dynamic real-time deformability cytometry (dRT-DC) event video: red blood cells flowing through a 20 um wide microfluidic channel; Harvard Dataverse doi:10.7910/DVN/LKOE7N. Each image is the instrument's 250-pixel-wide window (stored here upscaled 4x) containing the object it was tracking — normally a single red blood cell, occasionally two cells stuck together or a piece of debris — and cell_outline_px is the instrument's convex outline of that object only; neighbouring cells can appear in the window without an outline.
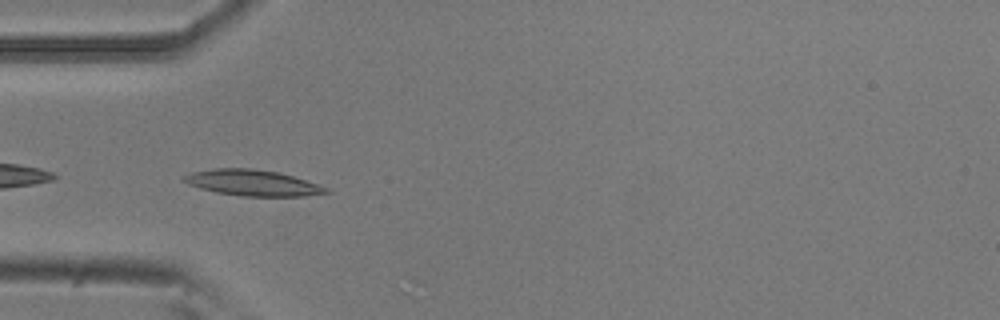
{"species": "common noctule bat (a hibernating species)", "species_latin": "Nyctalus noctula", "temperature_condition": "room temperature", "stored_images_in_passage": 38, "camera_frame_rate_fps": 3000, "um_per_image_px": 0.085, "animal": {"sex": "male", "body_mass_g": 20.5, "forearm_length_mm": 52.5}, "frame": {"image": 1, "passage_image": 15, "time_ms": 4.667, "image_size_px": [1000, 320], "cell_outline_px": [[332, 192], [304, 196], [240, 196], [216, 192], [200, 188], [188, 184], [180, 180], [180, 176], [192, 172], [212, 168], [252, 168], [280, 172], [328, 188]], "centroid_in_image_um": [21.4, 15.53], "position_along_channel_um": 63.6, "area_um2": 21.62}}
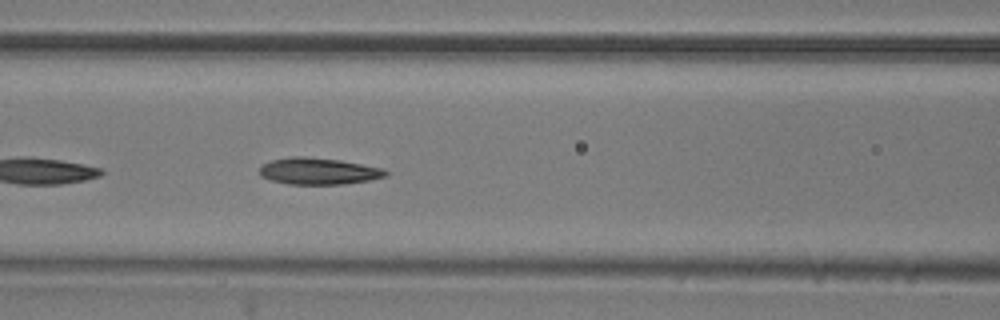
{"frame": {"image": 2, "passage_image": 21, "time_ms": 6.667, "image_size_px": [1000, 320], "cell_outline_px": [[388, 176], [368, 180], [344, 184], [288, 184], [272, 180], [260, 176], [260, 168], [264, 164], [272, 160], [288, 156], [304, 156], [340, 160], [384, 168], [388, 172]], "centroid_in_image_um": [27.09, 14.54], "position_along_channel_um": 139.5, "area_um2": 19.59}}
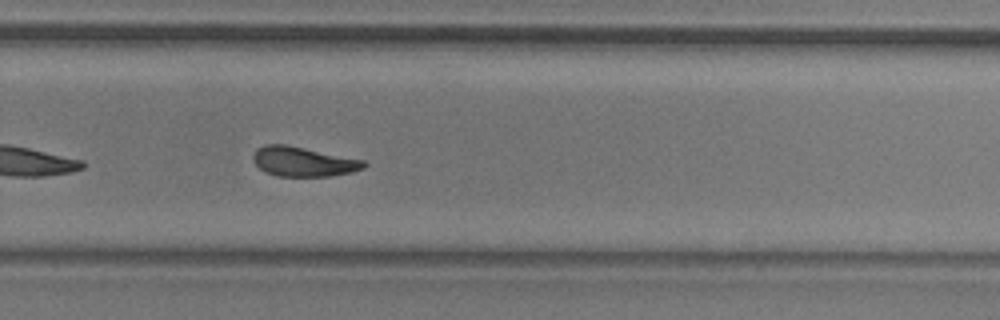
{"frame": {"image": 3, "passage_image": 34, "time_ms": 11.0, "image_size_px": [1000, 320], "cell_outline_px": [[368, 164], [364, 168], [352, 172], [328, 176], [276, 176], [264, 172], [252, 160], [252, 156], [256, 148], [264, 144], [284, 144], [364, 160]], "centroid_in_image_um": [25.74, 13.74], "position_along_channel_um": 304.1, "area_um2": 19.13}}